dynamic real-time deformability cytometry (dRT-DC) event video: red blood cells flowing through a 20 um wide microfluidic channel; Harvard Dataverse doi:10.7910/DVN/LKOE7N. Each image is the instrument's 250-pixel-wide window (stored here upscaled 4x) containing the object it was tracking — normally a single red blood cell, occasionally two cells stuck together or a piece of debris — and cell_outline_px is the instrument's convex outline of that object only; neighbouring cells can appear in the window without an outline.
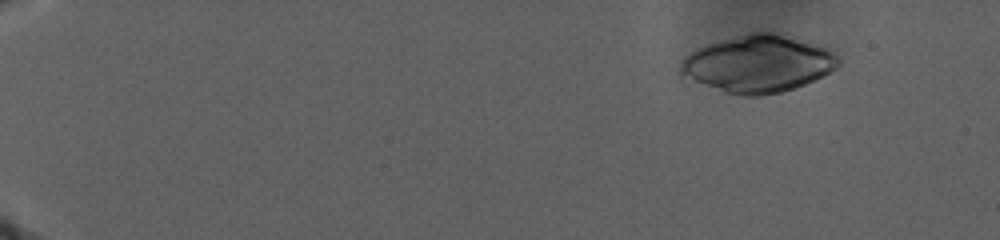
{"species": "human", "species_latin": "Homo sapiens", "temperature_condition": "warm", "stored_images_in_passage": 70, "camera_frame_rate_fps": 3000, "um_per_image_px": 0.085, "donor": {"sex": "male"}, "frame": {"image": 1, "passage_image": 9, "time_ms": 4.333, "image_size_px": [1000, 240], "cell_outline_px": [[840, 64], [836, 68], [824, 76], [804, 84], [780, 92], [760, 96], [744, 96], [680, 80], [680, 64], [684, 56], [696, 48], [720, 40], [748, 32], [784, 32], [828, 44], [836, 48], [840, 60]], "centroid_in_image_um": [64.5, 5.38], "position_along_channel_um": 20.5, "area_um2": 54.56}}
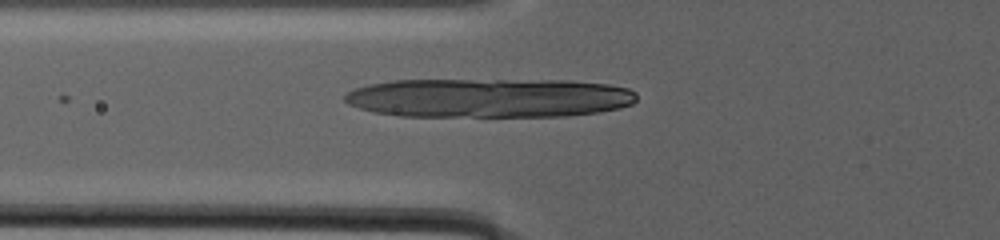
{"frame": {"image": 2, "passage_image": 28, "time_ms": 15.333, "image_size_px": [1000, 240], "cell_outline_px": [[636, 100], [632, 104], [620, 108], [600, 112], [568, 116], [400, 116], [372, 112], [348, 104], [344, 100], [344, 96], [348, 92], [356, 88], [368, 84], [392, 80], [568, 80], [608, 84], [628, 88], [636, 92]], "centroid_in_image_um": [41.58, 8.32], "position_along_channel_um": 84.2, "area_um2": 67.28}}
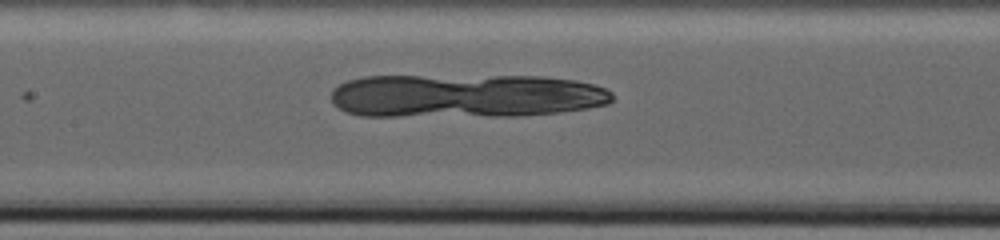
{"frame": {"image": 3, "passage_image": 35, "time_ms": 19.333, "image_size_px": [1000, 240], "cell_outline_px": [[612, 100], [608, 104], [588, 108], [560, 112], [520, 116], [360, 116], [344, 112], [332, 104], [332, 88], [348, 80], [364, 76], [544, 76], [576, 80], [592, 84], [604, 88], [612, 92]], "centroid_in_image_um": [39.56, 8.15], "position_along_channel_um": 167.8, "area_um2": 72.37}}